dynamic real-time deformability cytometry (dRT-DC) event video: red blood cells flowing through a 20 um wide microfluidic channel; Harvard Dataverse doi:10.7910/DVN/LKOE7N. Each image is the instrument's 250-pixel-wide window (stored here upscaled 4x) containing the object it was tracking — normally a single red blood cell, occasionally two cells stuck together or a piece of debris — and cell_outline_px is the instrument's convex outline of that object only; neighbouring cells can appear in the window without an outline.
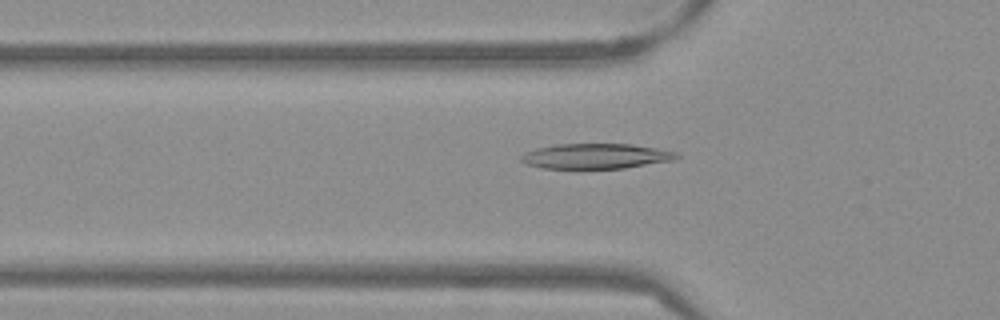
{"species": "Egyptian fruit bat (a non-hibernating species)", "species_latin": "Rousettus aegyptiacus", "temperature_condition": "warm", "stored_images_in_passage": 52, "camera_frame_rate_fps": 3000, "um_per_image_px": 0.085, "frame": {"image": 1, "passage_image": 17, "time_ms": 5.333, "image_size_px": [1000, 320], "cell_outline_px": [[680, 156], [672, 160], [624, 168], [580, 172], [540, 168], [524, 164], [520, 160], [520, 156], [524, 152], [536, 148], [556, 144], [632, 144], [680, 152]], "centroid_in_image_um": [50.55, 13.32], "position_along_channel_um": 75.2, "area_um2": 24.1}}
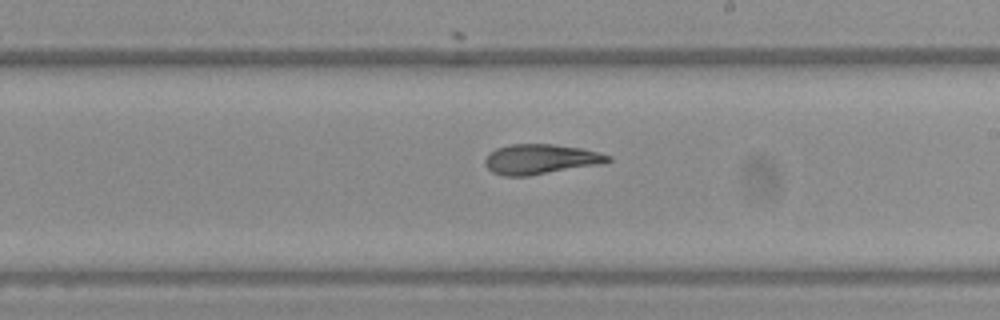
{"frame": {"image": 2, "passage_image": 30, "time_ms": 9.667, "image_size_px": [1000, 320], "cell_outline_px": [[612, 160], [604, 164], [528, 176], [504, 176], [492, 172], [484, 164], [484, 160], [488, 152], [496, 148], [512, 144], [552, 144], [580, 148], [612, 156]], "centroid_in_image_um": [45.94, 13.54], "position_along_channel_um": 243.1, "area_um2": 21.68}}
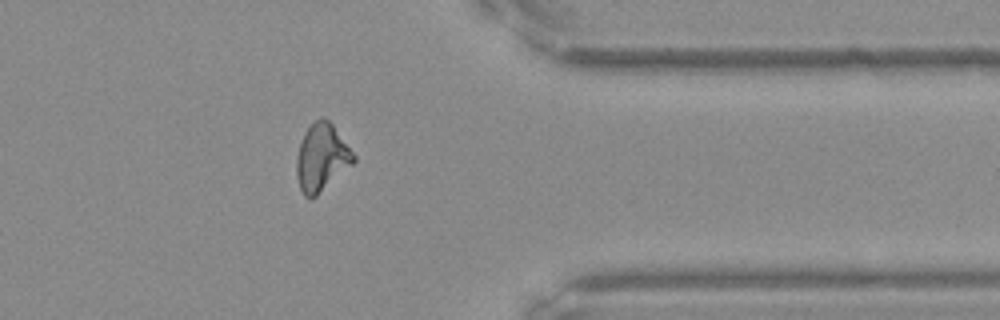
{"frame": {"image": 3, "passage_image": 42, "time_ms": 13.667, "image_size_px": [1000, 320], "cell_outline_px": [[356, 160], [352, 164], [312, 200], [304, 196], [300, 188], [296, 176], [296, 156], [304, 132], [320, 116], [324, 116], [332, 124], [356, 156]], "centroid_in_image_um": [27.32, 13.4], "position_along_channel_um": 384.1, "area_um2": 22.31}, "authors_computed_cell_mechanics": {"area_um2": 22.1374, "velocity_mm_per_s": 3.8459, "shape_relaxation_time_tau1_ms": null, "shape_relaxation_time_tau2_ms": 2.7183, "deformation_change_tau1": null, "deformation_change_tau2": 0.0987}}